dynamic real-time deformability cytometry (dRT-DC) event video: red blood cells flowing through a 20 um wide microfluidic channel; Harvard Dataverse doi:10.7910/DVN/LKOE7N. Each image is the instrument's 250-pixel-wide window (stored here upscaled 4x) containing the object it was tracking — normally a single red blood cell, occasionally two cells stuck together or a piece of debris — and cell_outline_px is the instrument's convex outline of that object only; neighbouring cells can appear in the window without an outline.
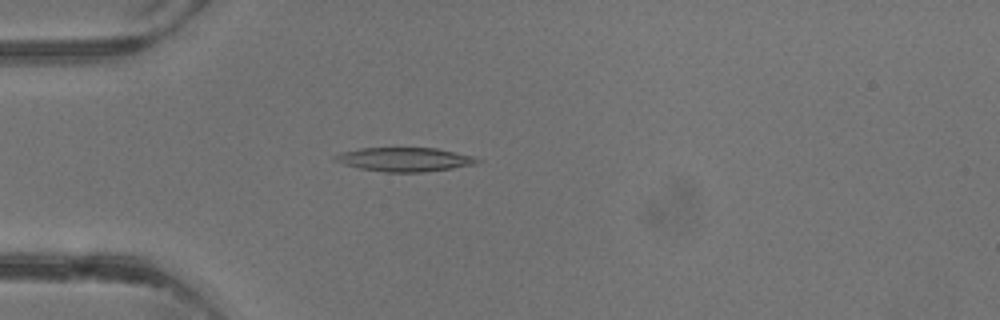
{"species": "common noctule bat (a hibernating species)", "species_latin": "Nyctalus noctula", "temperature_condition": "warm", "stored_images_in_passage": 3, "camera_frame_rate_fps": 3000, "um_per_image_px": 0.085, "animal": {"sex": "male", "body_mass_g": 13.3}, "frame": {"image": 1, "passage_image": 3, "time_ms": 2.333, "image_size_px": [1000, 320], "cell_outline_px": [[480, 160], [472, 164], [452, 168], [424, 172], [384, 172], [360, 168], [344, 164], [332, 160], [332, 156], [340, 152], [360, 148], [436, 148], [472, 156]], "centroid_in_image_um": [34.3, 13.55], "position_along_channel_um": 50.7, "area_um2": 19.65}}